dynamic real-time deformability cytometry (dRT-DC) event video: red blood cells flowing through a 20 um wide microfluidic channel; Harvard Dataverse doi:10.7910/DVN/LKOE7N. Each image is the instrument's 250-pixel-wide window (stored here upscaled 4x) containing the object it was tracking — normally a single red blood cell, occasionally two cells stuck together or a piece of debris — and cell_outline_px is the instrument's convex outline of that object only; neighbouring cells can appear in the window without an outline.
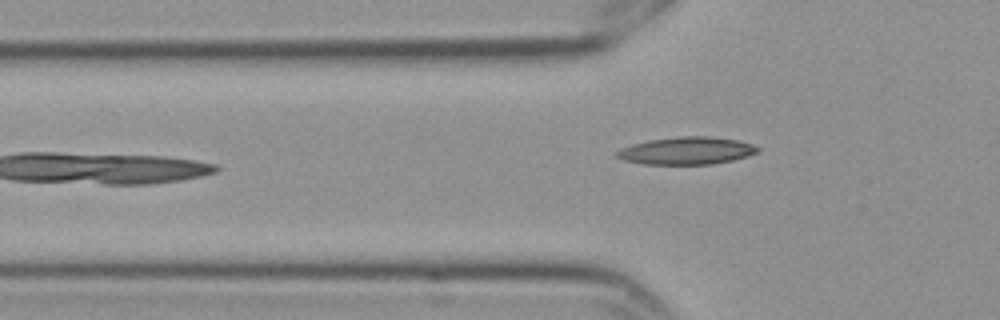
{"species": "Egyptian fruit bat (a non-hibernating species)", "species_latin": "Rousettus aegyptiacus", "temperature_condition": "cold", "stored_images_in_passage": 5, "camera_frame_rate_fps": 3000, "um_per_image_px": 0.085, "frame": {"image": 1, "passage_image": 5, "time_ms": 1.333, "image_size_px": [1000, 320], "cell_outline_px": [[760, 148], [756, 152], [748, 156], [732, 160], [712, 164], [644, 164], [624, 160], [612, 156], [612, 152], [620, 148], [632, 144], [648, 140], [680, 136], [708, 136], [736, 140], [752, 144]], "centroid_in_image_um": [58.28, 12.81], "position_along_channel_um": 67.5, "area_um2": 22.66}}